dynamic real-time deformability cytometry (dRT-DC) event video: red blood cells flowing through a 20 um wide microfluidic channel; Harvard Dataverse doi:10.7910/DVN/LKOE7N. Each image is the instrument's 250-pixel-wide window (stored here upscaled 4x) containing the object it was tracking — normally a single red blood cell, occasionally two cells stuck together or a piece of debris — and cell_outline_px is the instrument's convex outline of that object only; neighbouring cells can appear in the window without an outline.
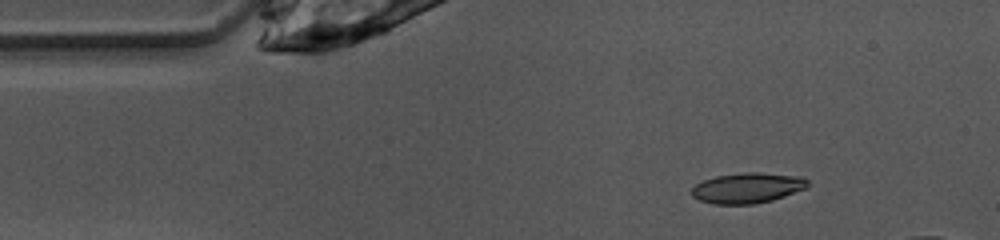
{"species": "common noctule bat (a hibernating species)", "species_latin": "Nyctalus noctula", "temperature_condition": "warm", "stored_images_in_passage": 34, "camera_frame_rate_fps": 3000, "um_per_image_px": 0.085, "animal": {"sex": "female", "body_mass_g": 10.0, "forearm_length_mm": 53.1}, "frame": {"image": 1, "passage_image": 1, "time_ms": 0.0, "image_size_px": [1000, 240], "cell_outline_px": [[808, 188], [772, 200], [752, 204], [712, 204], [700, 200], [692, 196], [692, 188], [696, 184], [704, 180], [716, 176], [744, 172], [756, 172], [804, 176], [808, 180]], "centroid_in_image_um": [63.57, 15.97], "position_along_channel_um": 21.4, "area_um2": 20.63}}
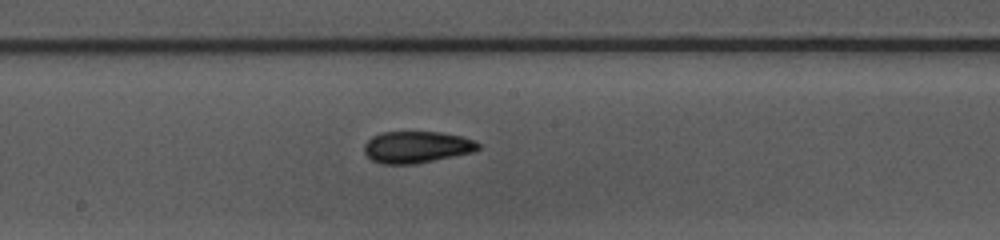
{"frame": {"image": 2, "passage_image": 19, "time_ms": 6.0, "image_size_px": [1000, 240], "cell_outline_px": [[480, 148], [476, 152], [416, 164], [380, 164], [372, 160], [364, 152], [364, 144], [372, 136], [384, 132], [440, 132], [460, 136], [472, 140], [480, 144]], "centroid_in_image_um": [35.43, 12.51], "position_along_channel_um": 212.8, "area_um2": 21.21}}
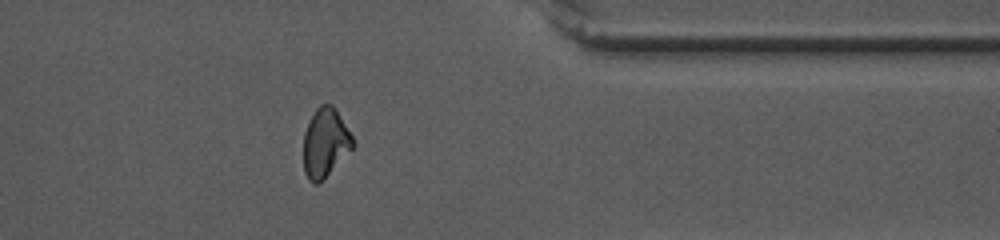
{"frame": {"image": 3, "passage_image": 33, "time_ms": 10.667, "image_size_px": [1000, 240], "cell_outline_px": [[356, 144], [320, 184], [312, 184], [308, 180], [304, 172], [304, 132], [316, 108], [320, 104], [332, 104], [352, 136]], "centroid_in_image_um": [27.64, 12.18], "position_along_channel_um": 383.8, "area_um2": 19.77}}